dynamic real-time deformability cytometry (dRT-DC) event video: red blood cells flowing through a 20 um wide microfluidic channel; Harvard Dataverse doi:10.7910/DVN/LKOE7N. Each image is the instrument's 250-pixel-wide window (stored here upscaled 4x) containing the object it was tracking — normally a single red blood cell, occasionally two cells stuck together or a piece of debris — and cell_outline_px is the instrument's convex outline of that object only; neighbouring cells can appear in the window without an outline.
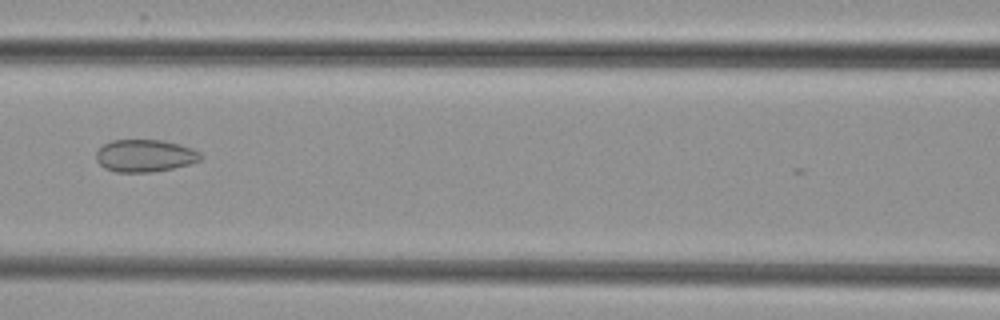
{"species": "common noctule bat (a hibernating species)", "species_latin": "Nyctalus noctula", "temperature_condition": "cold", "stored_images_in_passage": 7, "camera_frame_rate_fps": 3000, "um_per_image_px": 0.085, "animal": {"sex": "female", "body_mass_g": 29.2, "forearm_length_mm": 56.3}, "frame": {"image": 1, "passage_image": 4, "time_ms": 4.333, "image_size_px": [1000, 320], "cell_outline_px": [[204, 156], [200, 160], [188, 164], [172, 168], [152, 172], [116, 172], [104, 168], [96, 160], [96, 152], [104, 144], [112, 140], [164, 140], [180, 144], [192, 148], [200, 152]], "centroid_in_image_um": [12.32, 13.23], "position_along_channel_um": 154.3, "area_um2": 19.77}}
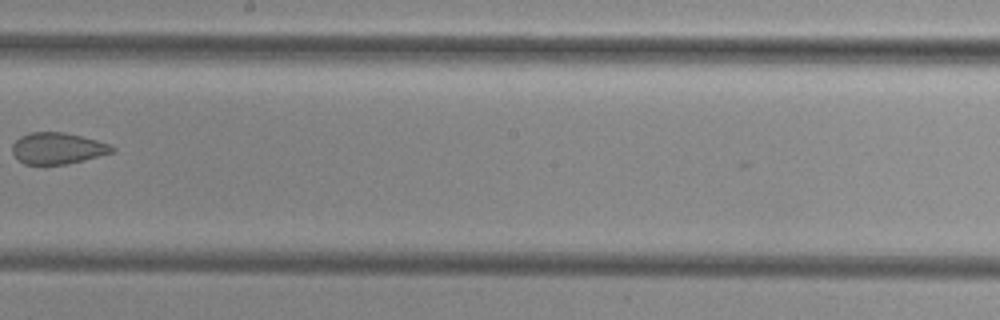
{"frame": {"image": 2, "passage_image": 6, "time_ms": 6.667, "image_size_px": [1000, 320], "cell_outline_px": [[116, 148], [112, 152], [84, 160], [68, 164], [24, 164], [12, 152], [12, 144], [20, 136], [28, 132], [64, 132], [96, 140], [108, 144]], "centroid_in_image_um": [4.87, 12.6], "position_along_channel_um": 243.3, "area_um2": 18.09}}
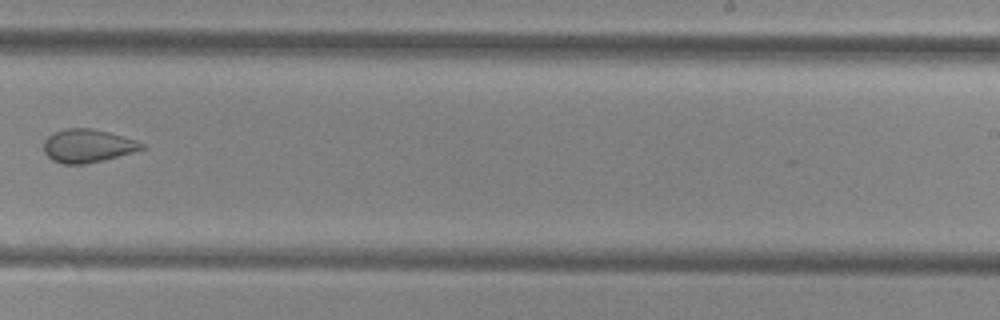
{"frame": {"image": 3, "passage_image": 7, "time_ms": 7.667, "image_size_px": [1000, 320], "cell_outline_px": [[148, 148], [104, 160], [84, 164], [64, 164], [52, 160], [44, 152], [44, 140], [48, 136], [64, 128], [92, 128], [108, 132], [136, 140], [148, 144]], "centroid_in_image_um": [7.5, 12.4], "position_along_channel_um": 281.5, "area_um2": 19.13}}